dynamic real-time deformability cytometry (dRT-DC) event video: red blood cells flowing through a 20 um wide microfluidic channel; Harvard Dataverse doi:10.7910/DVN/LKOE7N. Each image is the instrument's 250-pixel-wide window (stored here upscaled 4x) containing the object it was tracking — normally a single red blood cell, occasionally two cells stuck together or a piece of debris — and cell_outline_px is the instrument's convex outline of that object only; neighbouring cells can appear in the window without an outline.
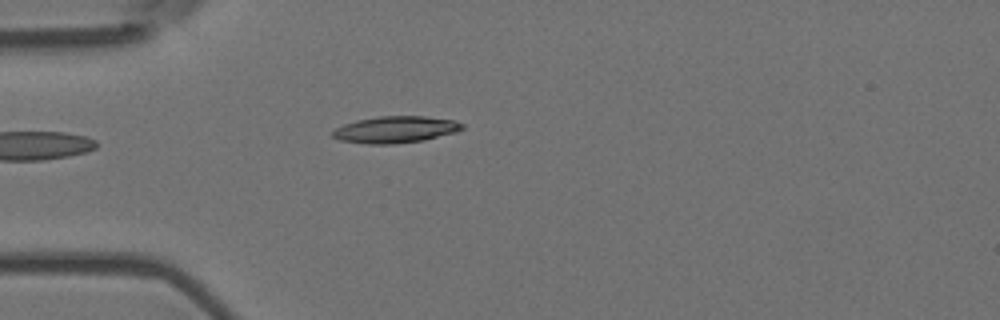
{"species": "Egyptian fruit bat (a non-hibernating species)", "species_latin": "Rousettus aegyptiacus", "temperature_condition": "room temperature", "stored_images_in_passage": 5, "camera_frame_rate_fps": 3000, "um_per_image_px": 0.085, "animal": {"sex": "female"}, "frame": {"image": 1, "passage_image": 4, "time_ms": 1.0, "image_size_px": [1000, 320], "cell_outline_px": [[464, 128], [456, 132], [424, 140], [392, 144], [368, 144], [340, 140], [332, 136], [332, 132], [336, 128], [344, 124], [356, 120], [380, 116], [424, 116], [456, 120], [464, 124]], "centroid_in_image_um": [33.64, 11.01], "position_along_channel_um": 51.4, "area_um2": 20.17}}